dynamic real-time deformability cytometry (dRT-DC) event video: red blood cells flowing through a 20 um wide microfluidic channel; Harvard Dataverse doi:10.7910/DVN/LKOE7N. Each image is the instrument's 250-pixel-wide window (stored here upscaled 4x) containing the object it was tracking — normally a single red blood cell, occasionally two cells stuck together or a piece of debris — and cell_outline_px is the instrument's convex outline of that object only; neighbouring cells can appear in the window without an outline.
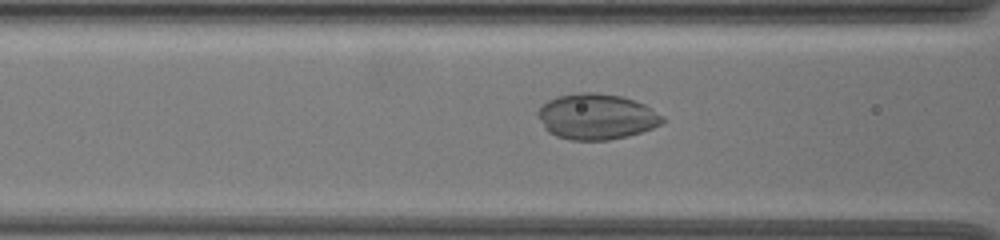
{"species": "common noctule bat (a hibernating species)", "species_latin": "Nyctalus noctula", "temperature_condition": "warm", "stored_images_in_passage": 47, "camera_frame_rate_fps": 3000, "um_per_image_px": 0.085, "animal": {"sex": "female", "body_mass_g": 19.5, "forearm_length_mm": 54.1}, "frame": {"image": 1, "passage_image": 14, "time_ms": 4.333, "image_size_px": [1000, 240], "cell_outline_px": [[664, 120], [660, 124], [652, 128], [628, 136], [608, 140], [572, 140], [556, 136], [548, 132], [544, 128], [536, 112], [548, 100], [556, 96], [580, 92], [596, 92], [620, 96], [644, 104], [664, 116]], "centroid_in_image_um": [50.68, 9.91], "position_along_channel_um": 115.9, "area_um2": 33.12}}
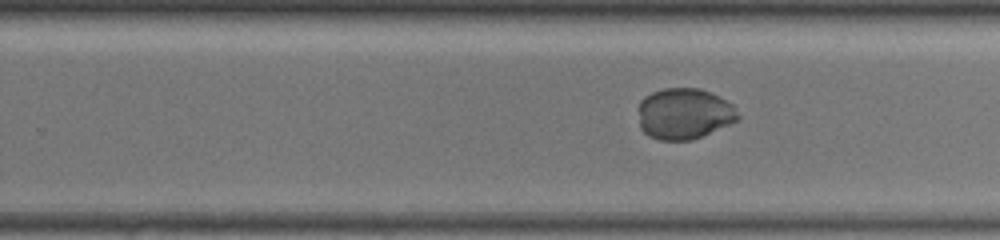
{"frame": {"image": 2, "passage_image": 27, "time_ms": 8.667, "image_size_px": [1000, 240], "cell_outline_px": [[740, 116], [736, 120], [728, 124], [692, 140], [660, 140], [648, 136], [640, 128], [640, 100], [644, 96], [652, 92], [664, 88], [700, 88], [736, 104]], "centroid_in_image_um": [58.17, 9.65], "position_along_channel_um": 271.6, "area_um2": 29.65}}
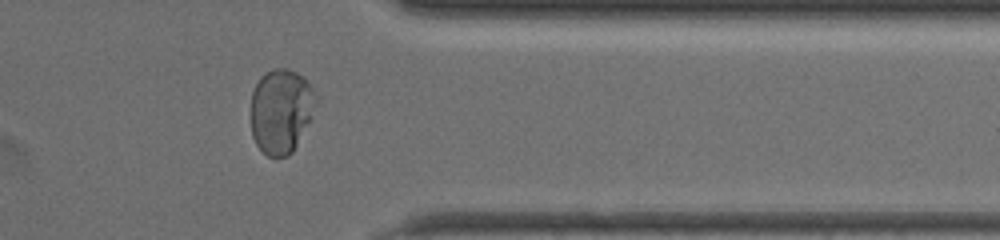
{"frame": {"image": 3, "passage_image": 37, "time_ms": 12.0, "image_size_px": [1000, 240], "cell_outline_px": [[316, 104], [312, 120], [292, 152], [288, 156], [276, 160], [268, 156], [256, 144], [252, 136], [252, 92], [260, 76], [276, 68], [288, 68], [304, 76], [308, 80], [316, 100]], "centroid_in_image_um": [23.91, 9.46], "position_along_channel_um": 387.5, "area_um2": 32.37}}